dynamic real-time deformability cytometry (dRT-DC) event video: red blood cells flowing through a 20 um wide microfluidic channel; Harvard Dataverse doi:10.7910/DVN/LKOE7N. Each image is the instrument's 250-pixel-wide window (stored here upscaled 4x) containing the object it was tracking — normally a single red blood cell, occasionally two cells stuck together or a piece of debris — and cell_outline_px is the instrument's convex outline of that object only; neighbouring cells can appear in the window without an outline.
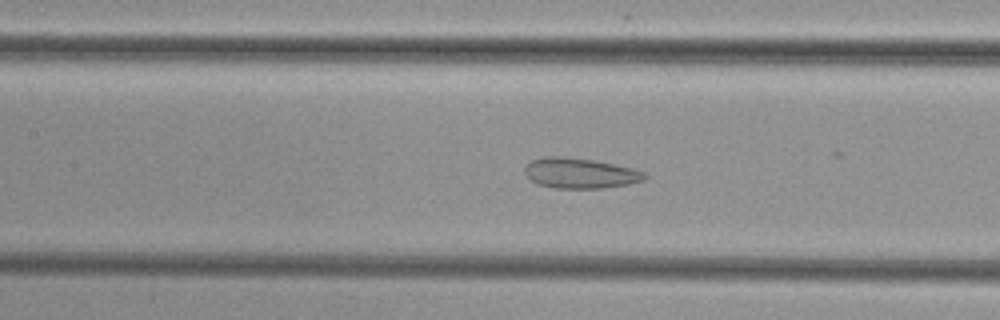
{"species": "common noctule bat (a hibernating species)", "species_latin": "Nyctalus noctula", "temperature_condition": "cold", "stored_images_in_passage": 52, "camera_frame_rate_fps": 3000, "um_per_image_px": 0.085, "animal": {"sex": "female", "body_mass_g": 29.2, "forearm_length_mm": 56.3}, "frame": {"image": 1, "passage_image": 24, "time_ms": 7.667, "image_size_px": [1000, 320], "cell_outline_px": [[648, 176], [644, 180], [628, 184], [604, 188], [556, 188], [536, 184], [524, 172], [524, 168], [532, 160], [548, 156], [560, 156], [592, 160], [632, 168], [644, 172]], "centroid_in_image_um": [49.31, 14.73], "position_along_channel_um": 158.1, "area_um2": 20.98}}
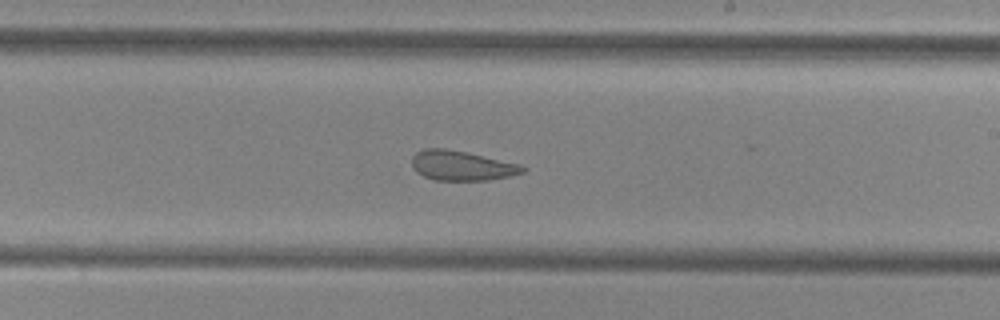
{"frame": {"image": 2, "passage_image": 31, "time_ms": 10.0, "image_size_px": [1000, 320], "cell_outline_px": [[528, 168], [524, 172], [508, 176], [488, 180], [432, 180], [416, 172], [412, 168], [412, 156], [416, 152], [424, 148], [444, 148], [468, 152], [520, 164]], "centroid_in_image_um": [39.22, 14.07], "position_along_channel_um": 249.8, "area_um2": 19.36}}
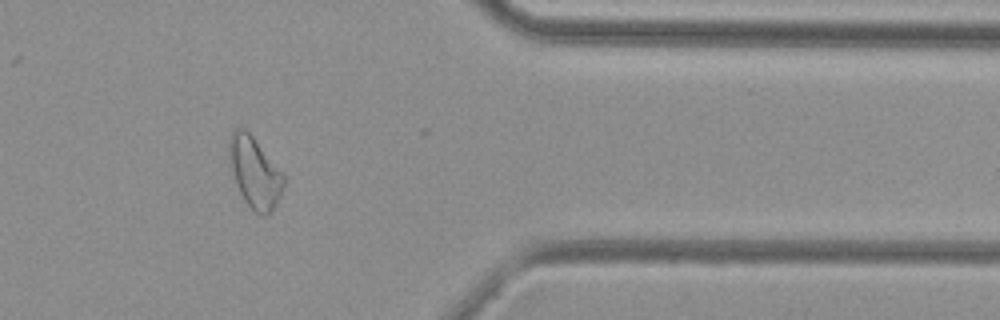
{"frame": {"image": 3, "passage_image": 43, "time_ms": 14.0, "image_size_px": [1000, 320], "cell_outline_px": [[284, 184], [280, 196], [276, 204], [264, 216], [256, 212], [244, 200], [236, 184], [228, 164], [228, 140], [232, 132], [236, 128], [244, 128], [252, 136], [284, 172]], "centroid_in_image_um": [21.62, 14.61], "position_along_channel_um": 389.8, "area_um2": 22.54}}